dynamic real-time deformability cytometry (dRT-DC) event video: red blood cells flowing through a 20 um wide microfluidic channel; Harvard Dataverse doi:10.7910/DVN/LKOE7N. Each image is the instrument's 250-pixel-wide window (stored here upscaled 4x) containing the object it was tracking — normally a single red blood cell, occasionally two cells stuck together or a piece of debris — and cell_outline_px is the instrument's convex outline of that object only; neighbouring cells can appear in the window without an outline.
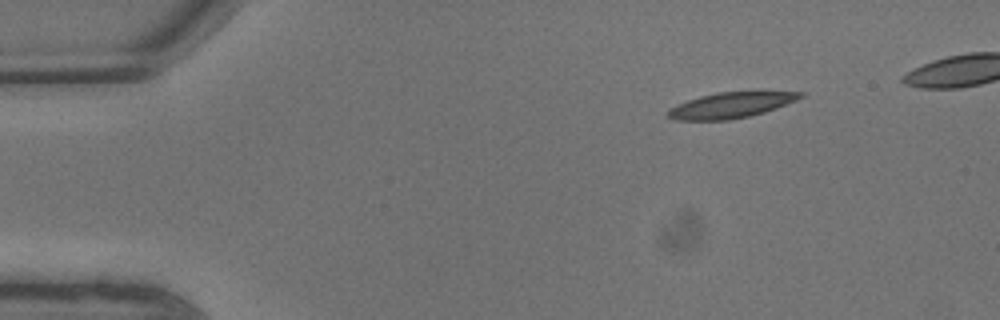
{"species": "common noctule bat (a hibernating species)", "species_latin": "Nyctalus noctula", "temperature_condition": "warm", "stored_images_in_passage": 5, "camera_frame_rate_fps": 3000, "um_per_image_px": 0.085, "animal": {"sex": "male", "body_mass_g": 13.3}, "frame": {"image": 1, "passage_image": 1, "time_ms": 0.0, "image_size_px": [1000, 320], "cell_outline_px": [[804, 96], [796, 100], [764, 112], [748, 116], [728, 120], [676, 120], [668, 116], [668, 112], [676, 104], [700, 96], [716, 92], [804, 92]], "centroid_in_image_um": [62.1, 8.94], "position_along_channel_um": 22.9, "area_um2": 19.36}}